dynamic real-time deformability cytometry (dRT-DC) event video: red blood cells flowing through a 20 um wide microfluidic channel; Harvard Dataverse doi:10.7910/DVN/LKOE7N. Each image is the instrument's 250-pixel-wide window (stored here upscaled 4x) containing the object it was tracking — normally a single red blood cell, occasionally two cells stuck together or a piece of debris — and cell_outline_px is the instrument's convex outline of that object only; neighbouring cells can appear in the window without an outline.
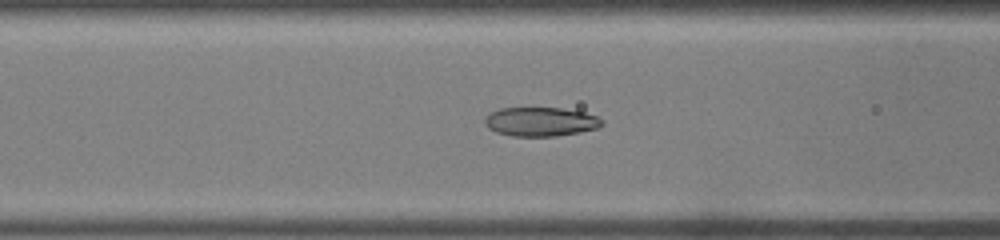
{"species": "common noctule bat (a hibernating species)", "species_latin": "Nyctalus noctula", "temperature_condition": "warm", "stored_images_in_passage": 37, "camera_frame_rate_fps": 3000, "um_per_image_px": 0.085, "animal": {"sex": "male", "body_mass_g": 19.0, "forearm_length_mm": 50.8}, "frame": {"image": 1, "passage_image": 15, "time_ms": 4.667, "image_size_px": [1000, 240], "cell_outline_px": [[604, 124], [596, 128], [580, 132], [556, 136], [512, 136], [496, 132], [488, 128], [484, 124], [484, 116], [500, 108], [560, 108], [584, 112], [596, 116], [604, 120]], "centroid_in_image_um": [45.94, 10.34], "position_along_channel_um": 120.7, "area_um2": 19.88}}
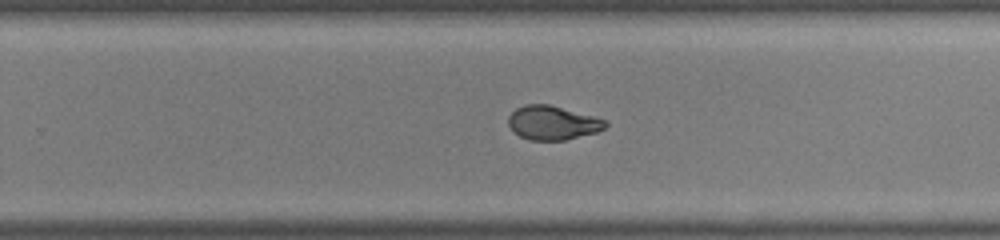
{"frame": {"image": 2, "passage_image": 24, "time_ms": 7.667, "image_size_px": [1000, 240], "cell_outline_px": [[608, 124], [604, 128], [596, 132], [564, 140], [528, 140], [512, 132], [508, 124], [508, 116], [516, 108], [524, 104], [548, 104], [608, 120]], "centroid_in_image_um": [46.94, 10.44], "position_along_channel_um": 282.9, "area_um2": 19.25}}
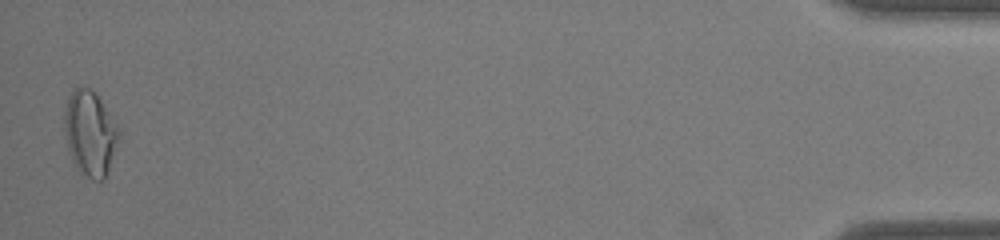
{"frame": {"image": 3, "passage_image": 37, "time_ms": 12.0, "image_size_px": [1000, 240], "cell_outline_px": [[120, 136], [108, 172], [104, 180], [92, 180], [80, 172], [72, 160], [68, 152], [64, 132], [64, 112], [68, 96], [72, 88], [92, 88], [108, 112], [120, 132]], "centroid_in_image_um": [7.63, 11.34], "position_along_channel_um": 427.6, "area_um2": 26.99}}